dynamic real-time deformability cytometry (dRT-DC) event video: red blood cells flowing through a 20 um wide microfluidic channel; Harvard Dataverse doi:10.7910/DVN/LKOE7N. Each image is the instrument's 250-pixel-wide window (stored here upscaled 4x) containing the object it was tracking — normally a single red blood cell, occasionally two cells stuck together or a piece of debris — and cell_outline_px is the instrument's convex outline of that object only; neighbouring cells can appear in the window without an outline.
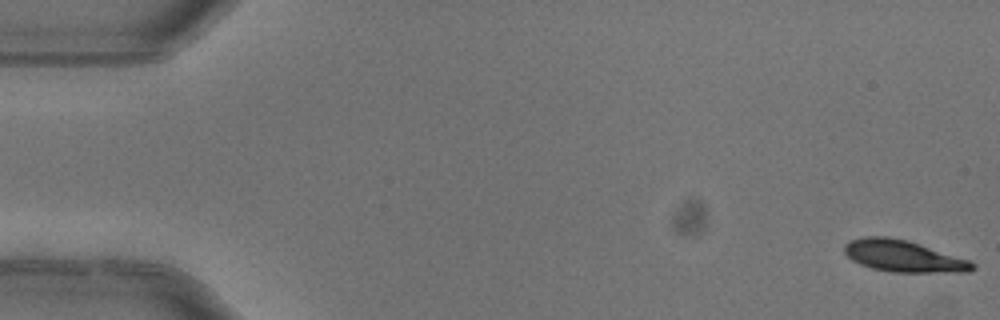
{"species": "common noctule bat (a hibernating species)", "species_latin": "Nyctalus noctula", "temperature_condition": "warm", "stored_images_in_passage": 5, "camera_frame_rate_fps": 3000, "um_per_image_px": 0.085, "animal": {"sex": "female"}, "frame": {"image": 1, "passage_image": 1, "time_ms": 0.0, "image_size_px": [1000, 320], "cell_outline_px": [[976, 268], [968, 272], [892, 272], [872, 268], [860, 264], [852, 260], [844, 252], [844, 244], [848, 240], [864, 236], [888, 236], [908, 240], [968, 260], [976, 264]], "centroid_in_image_um": [76.75, 21.76], "position_along_channel_um": 8.2, "area_um2": 23.64}}
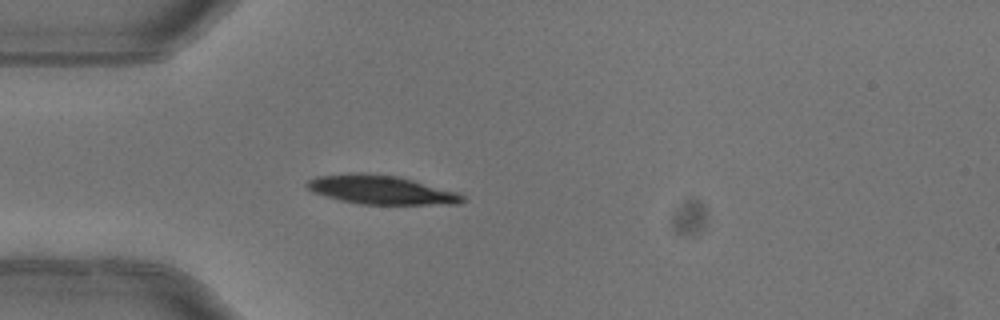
{"frame": {"image": 2, "passage_image": 5, "time_ms": 1.333, "image_size_px": [1000, 320], "cell_outline_px": [[464, 200], [460, 204], [360, 204], [340, 200], [312, 192], [304, 184], [308, 180], [316, 176], [352, 172], [364, 172], [400, 176], [456, 192], [464, 196]], "centroid_in_image_um": [32.34, 16.12], "position_along_channel_um": 52.7, "area_um2": 26.3}}